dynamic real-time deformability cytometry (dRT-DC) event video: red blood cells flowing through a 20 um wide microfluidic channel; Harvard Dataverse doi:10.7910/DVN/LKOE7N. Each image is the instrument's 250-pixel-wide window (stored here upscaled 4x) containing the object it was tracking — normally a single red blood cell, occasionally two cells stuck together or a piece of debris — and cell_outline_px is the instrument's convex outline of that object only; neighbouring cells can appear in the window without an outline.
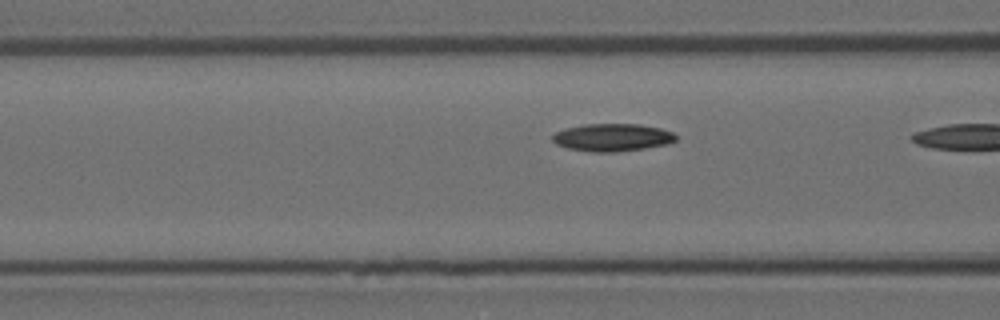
{"species": "Egyptian fruit bat (a non-hibernating species)", "species_latin": "Rousettus aegyptiacus", "temperature_condition": "room temperature", "stored_images_in_passage": 11, "camera_frame_rate_fps": 3000, "um_per_image_px": 0.085, "animal": {"sex": "female"}, "frame": {"image": 1, "passage_image": 10, "time_ms": 3.0, "image_size_px": [1000, 320], "cell_outline_px": [[676, 140], [668, 144], [644, 148], [616, 152], [592, 152], [568, 148], [556, 144], [552, 140], [552, 136], [556, 132], [568, 128], [584, 124], [640, 124], [660, 128], [672, 132], [676, 136]], "centroid_in_image_um": [52.06, 11.68], "position_along_channel_um": 114.5, "area_um2": 19.77}}